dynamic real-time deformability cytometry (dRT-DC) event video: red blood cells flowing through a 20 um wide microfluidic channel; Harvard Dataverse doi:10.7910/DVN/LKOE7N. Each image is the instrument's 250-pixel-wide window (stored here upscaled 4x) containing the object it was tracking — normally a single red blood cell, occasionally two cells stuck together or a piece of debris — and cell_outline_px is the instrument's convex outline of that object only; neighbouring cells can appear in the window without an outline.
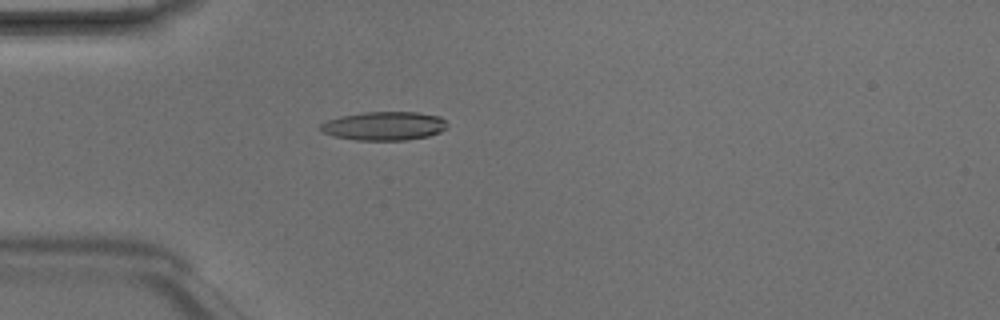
{"species": "Egyptian fruit bat (a non-hibernating species)", "species_latin": "Rousettus aegyptiacus", "temperature_condition": "room temperature", "stored_images_in_passage": 4, "camera_frame_rate_fps": 3000, "um_per_image_px": 0.085, "animal": {"sex": "male"}, "frame": {"image": 1, "passage_image": 4, "time_ms": 1.0, "image_size_px": [1000, 320], "cell_outline_px": [[448, 128], [440, 132], [428, 136], [408, 140], [356, 140], [332, 136], [324, 132], [320, 128], [320, 124], [328, 120], [340, 116], [364, 112], [416, 112], [440, 116], [448, 124]], "centroid_in_image_um": [32.68, 10.71], "position_along_channel_um": 52.3, "area_um2": 21.27}}